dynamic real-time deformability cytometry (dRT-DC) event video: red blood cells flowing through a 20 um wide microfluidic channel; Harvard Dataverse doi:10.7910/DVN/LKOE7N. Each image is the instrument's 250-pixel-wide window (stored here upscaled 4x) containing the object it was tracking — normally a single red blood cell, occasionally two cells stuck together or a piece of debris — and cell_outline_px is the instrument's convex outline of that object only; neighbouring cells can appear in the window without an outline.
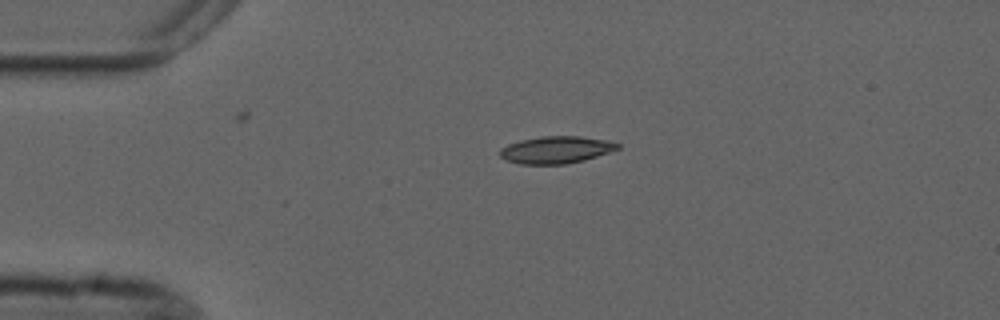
{"species": "common noctule bat (a hibernating species)", "species_latin": "Nyctalus noctula", "temperature_condition": "cold", "stored_images_in_passage": 2, "camera_frame_rate_fps": 3000, "um_per_image_px": 0.085, "animal": {"sex": "male", "forearm_length_mm": 52.5}, "frame": {"image": 1, "passage_image": 1, "time_ms": 0.0, "image_size_px": [1000, 320], "cell_outline_px": [[620, 148], [612, 152], [584, 160], [564, 164], [520, 164], [504, 160], [500, 156], [500, 148], [508, 144], [520, 140], [540, 136], [580, 136], [604, 140], [620, 144]], "centroid_in_image_um": [47.25, 12.73], "position_along_channel_um": 37.7, "area_um2": 18.73}}